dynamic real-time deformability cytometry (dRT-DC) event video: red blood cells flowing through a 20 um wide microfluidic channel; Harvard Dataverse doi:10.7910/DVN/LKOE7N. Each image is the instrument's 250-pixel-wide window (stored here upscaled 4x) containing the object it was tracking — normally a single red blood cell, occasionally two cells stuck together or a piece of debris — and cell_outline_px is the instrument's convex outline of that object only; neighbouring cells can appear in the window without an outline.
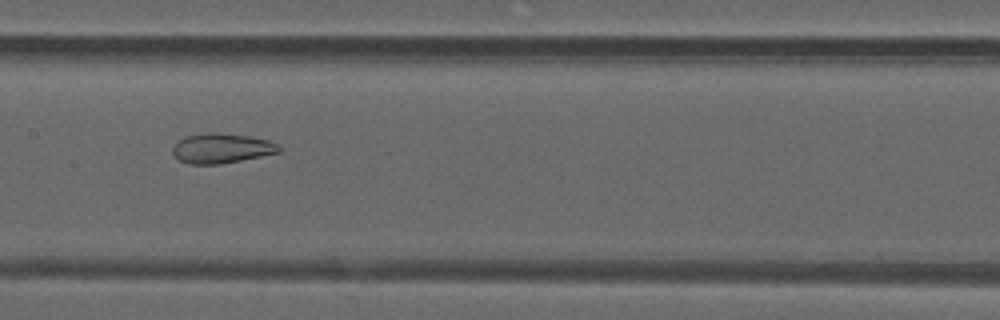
{"species": "common noctule bat (a hibernating species)", "species_latin": "Nyctalus noctula", "temperature_condition": "warm", "stored_images_in_passage": 49, "camera_frame_rate_fps": 3000, "um_per_image_px": 0.085, "animal": {"sex": "male", "forearm_length_mm": 52.5}, "frame": {"image": 1, "passage_image": 25, "time_ms": 8.0, "image_size_px": [1000, 320], "cell_outline_px": [[280, 152], [220, 164], [188, 164], [180, 160], [172, 152], [172, 148], [184, 136], [248, 136], [268, 140], [276, 144], [280, 148]], "centroid_in_image_um": [18.84, 12.67], "position_along_channel_um": 188.6, "area_um2": 17.22}}
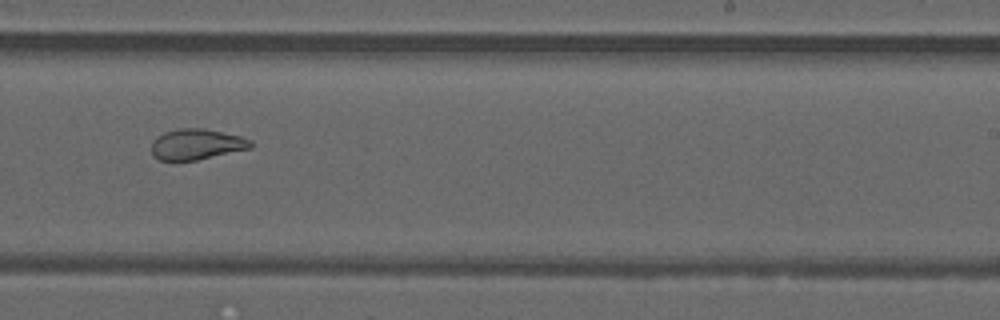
{"frame": {"image": 2, "passage_image": 31, "time_ms": 10.0, "image_size_px": [1000, 320], "cell_outline_px": [[252, 148], [196, 160], [160, 160], [152, 152], [152, 140], [156, 136], [164, 132], [180, 128], [204, 128], [240, 136], [252, 140]], "centroid_in_image_um": [16.72, 12.25], "position_along_channel_um": 272.3, "area_um2": 17.69}}
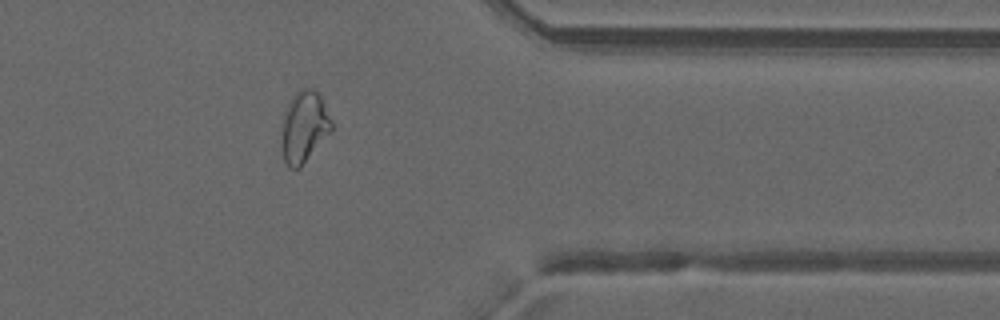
{"frame": {"image": 3, "passage_image": 40, "time_ms": 13.0, "image_size_px": [1000, 320], "cell_outline_px": [[332, 132], [300, 168], [288, 168], [284, 160], [280, 144], [284, 112], [288, 104], [296, 92], [304, 88], [312, 88], [320, 96], [332, 120]], "centroid_in_image_um": [25.85, 10.83], "position_along_channel_um": 385.6, "area_um2": 20.92}, "authors_computed_cell_mechanics": {"area_um2": 23.4668, "velocity_mm_per_s": 4.2111, "shape_relaxation_time_tau1_ms": null, "shape_relaxation_time_tau2_ms": 1.7064, "deformation_change_tau1": null, "deformation_change_tau2": 0.0899}}